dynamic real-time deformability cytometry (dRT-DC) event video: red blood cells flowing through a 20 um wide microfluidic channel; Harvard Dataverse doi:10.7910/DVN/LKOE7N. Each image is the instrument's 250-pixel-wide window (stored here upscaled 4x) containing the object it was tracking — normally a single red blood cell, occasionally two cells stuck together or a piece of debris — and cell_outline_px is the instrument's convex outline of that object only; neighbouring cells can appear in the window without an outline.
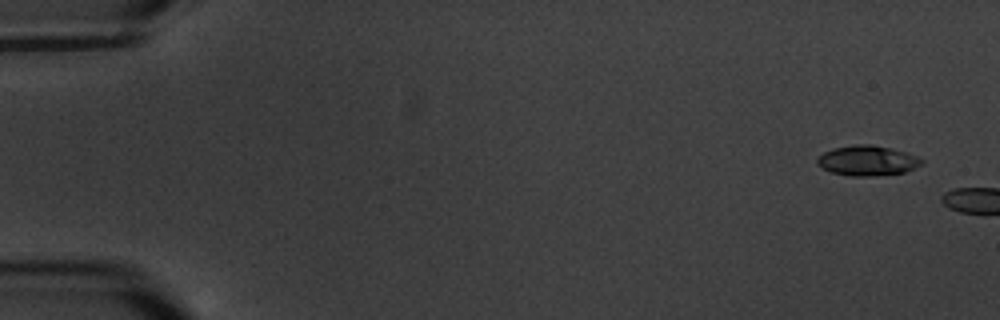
{"species": "common noctule bat (a hibernating species)", "species_latin": "Nyctalus noctula", "temperature_condition": "warm", "stored_images_in_passage": 2, "camera_frame_rate_fps": 3000, "um_per_image_px": 0.085, "animal": {"sex": "male", "body_mass_g": 20.1, "forearm_length_mm": 53.5}, "frame": {"image": 1, "passage_image": 1, "time_ms": 0.0, "image_size_px": [1000, 320], "cell_outline_px": [[924, 164], [904, 172], [872, 176], [848, 176], [832, 172], [816, 164], [816, 160], [824, 152], [832, 148], [856, 144], [872, 144], [904, 152], [916, 156], [924, 160]], "centroid_in_image_um": [73.72, 13.65], "position_along_channel_um": 11.3, "area_um2": 18.21}}